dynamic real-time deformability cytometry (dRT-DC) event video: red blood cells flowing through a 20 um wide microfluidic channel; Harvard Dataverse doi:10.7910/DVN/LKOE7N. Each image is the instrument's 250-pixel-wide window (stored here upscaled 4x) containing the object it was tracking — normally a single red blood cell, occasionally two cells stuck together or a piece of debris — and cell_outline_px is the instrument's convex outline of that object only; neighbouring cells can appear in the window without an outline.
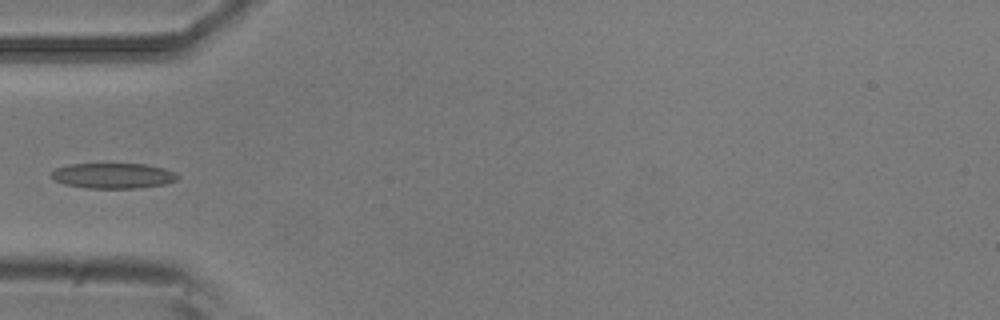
{"species": "common noctule bat (a hibernating species)", "species_latin": "Nyctalus noctula", "temperature_condition": "room temperature", "stored_images_in_passage": 6, "camera_frame_rate_fps": 3000, "um_per_image_px": 0.085, "animal": {"sex": "male", "body_mass_g": 20.5, "forearm_length_mm": 52.5}, "frame": {"image": 1, "passage_image": 6, "time_ms": 1.667, "image_size_px": [1000, 320], "cell_outline_px": [[180, 176], [176, 180], [164, 184], [136, 188], [88, 188], [64, 184], [56, 180], [52, 176], [52, 172], [56, 168], [68, 164], [144, 164], [164, 168], [176, 172]], "centroid_in_image_um": [9.64, 14.93], "position_along_channel_um": 75.4, "area_um2": 18.55}}